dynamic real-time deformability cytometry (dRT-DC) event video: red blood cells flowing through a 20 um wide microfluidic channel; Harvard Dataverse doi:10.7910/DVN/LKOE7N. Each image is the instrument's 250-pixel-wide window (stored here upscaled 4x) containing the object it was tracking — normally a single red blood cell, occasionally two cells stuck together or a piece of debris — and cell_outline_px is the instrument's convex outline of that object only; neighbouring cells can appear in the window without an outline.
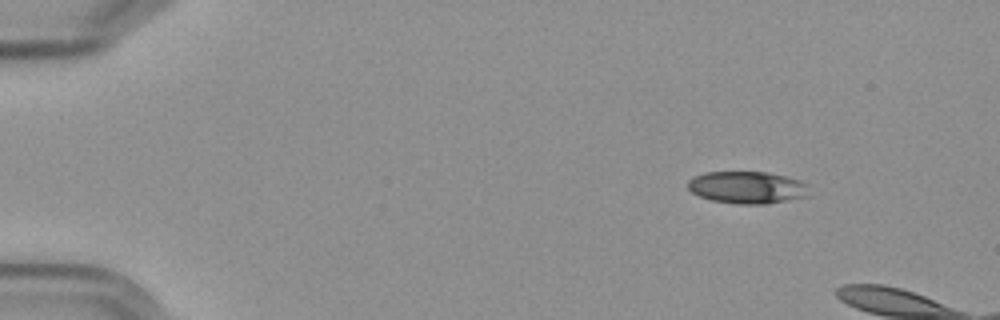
{"species": "Egyptian fruit bat (a non-hibernating species)", "species_latin": "Rousettus aegyptiacus", "temperature_condition": "cold", "stored_images_in_passage": 2, "camera_frame_rate_fps": 3000, "um_per_image_px": 0.085, "frame": {"image": 1, "passage_image": 1, "time_ms": 0.0, "image_size_px": [1000, 320], "cell_outline_px": [[812, 196], [764, 204], [740, 204], [712, 200], [700, 196], [692, 192], [688, 188], [688, 180], [692, 176], [704, 172], [768, 172], [800, 180], [808, 184]], "centroid_in_image_um": [63.56, 15.93], "position_along_channel_um": 21.4, "area_um2": 23.0}}